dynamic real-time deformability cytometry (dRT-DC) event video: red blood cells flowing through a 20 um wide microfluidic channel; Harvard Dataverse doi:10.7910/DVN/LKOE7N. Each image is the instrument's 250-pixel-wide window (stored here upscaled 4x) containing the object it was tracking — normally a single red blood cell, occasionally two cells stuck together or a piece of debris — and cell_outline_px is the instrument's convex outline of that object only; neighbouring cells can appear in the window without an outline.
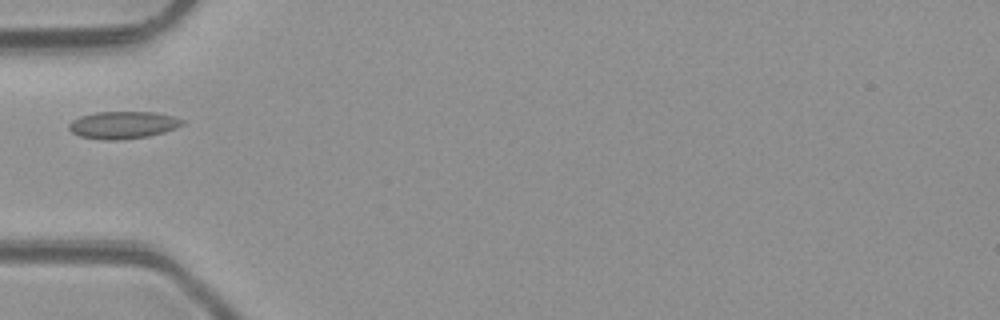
{"species": "common noctule bat (a hibernating species)", "species_latin": "Nyctalus noctula", "temperature_condition": "room temperature", "stored_images_in_passage": 2, "camera_frame_rate_fps": 3000, "um_per_image_px": 0.085, "animal": {"sex": "male", "body_mass_g": 23.1, "forearm_length_mm": 52.7}, "frame": {"image": 1, "passage_image": 1, "time_ms": 0.0, "image_size_px": [1000, 320], "cell_outline_px": [[184, 124], [176, 128], [164, 132], [148, 136], [120, 140], [104, 140], [80, 136], [72, 132], [68, 128], [68, 124], [72, 120], [80, 116], [96, 112], [156, 112], [172, 116], [184, 120]], "centroid_in_image_um": [10.45, 10.62], "position_along_channel_um": 74.6, "area_um2": 18.09}}
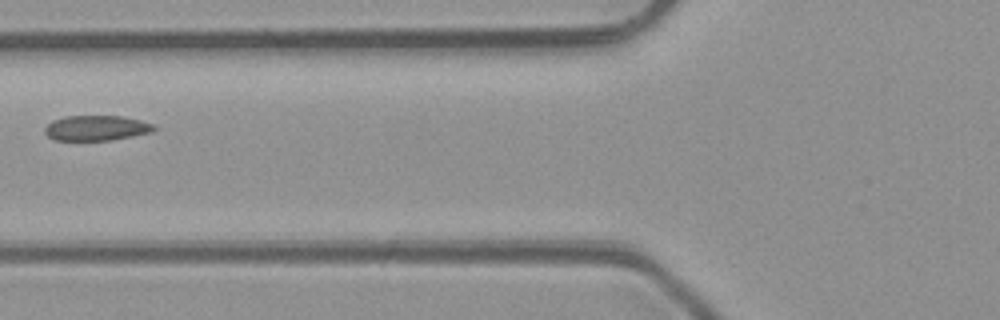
{"frame": {"image": 2, "passage_image": 2, "time_ms": 1.0, "image_size_px": [1000, 320], "cell_outline_px": [[156, 128], [152, 132], [132, 136], [108, 140], [56, 140], [48, 136], [44, 132], [44, 128], [52, 120], [64, 116], [124, 116], [140, 120], [152, 124]], "centroid_in_image_um": [8.17, 10.87], "position_along_channel_um": 117.6, "area_um2": 15.95}}